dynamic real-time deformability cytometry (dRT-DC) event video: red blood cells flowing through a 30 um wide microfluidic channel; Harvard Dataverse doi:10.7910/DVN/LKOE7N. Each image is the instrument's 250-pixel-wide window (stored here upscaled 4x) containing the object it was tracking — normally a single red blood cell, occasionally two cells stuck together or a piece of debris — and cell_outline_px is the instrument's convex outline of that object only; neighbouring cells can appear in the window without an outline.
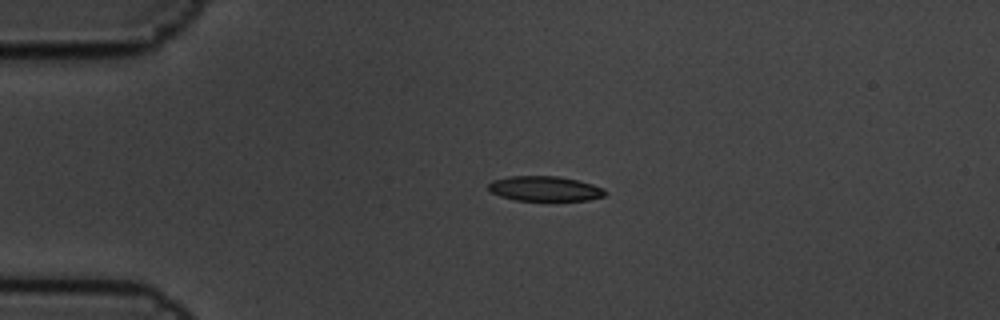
{"species": "common noctule bat (a hibernating species)", "species_latin": "Nyctalus noctula", "temperature_condition": "cold", "stored_images_in_passage": 4, "camera_frame_rate_fps": 3000, "um_per_image_px": 0.085, "animal": {"sex": "male", "body_mass_g": 19.5, "forearm_length_mm": 54.6}, "frame": {"image": 1, "passage_image": 3, "time_ms": 0.667, "image_size_px": [1000, 320], "cell_outline_px": [[608, 192], [604, 196], [588, 200], [516, 200], [500, 196], [492, 192], [488, 188], [488, 184], [492, 180], [508, 176], [560, 176], [580, 180], [604, 188]], "centroid_in_image_um": [46.33, 16.02], "position_along_channel_um": 38.7, "area_um2": 17.05}}